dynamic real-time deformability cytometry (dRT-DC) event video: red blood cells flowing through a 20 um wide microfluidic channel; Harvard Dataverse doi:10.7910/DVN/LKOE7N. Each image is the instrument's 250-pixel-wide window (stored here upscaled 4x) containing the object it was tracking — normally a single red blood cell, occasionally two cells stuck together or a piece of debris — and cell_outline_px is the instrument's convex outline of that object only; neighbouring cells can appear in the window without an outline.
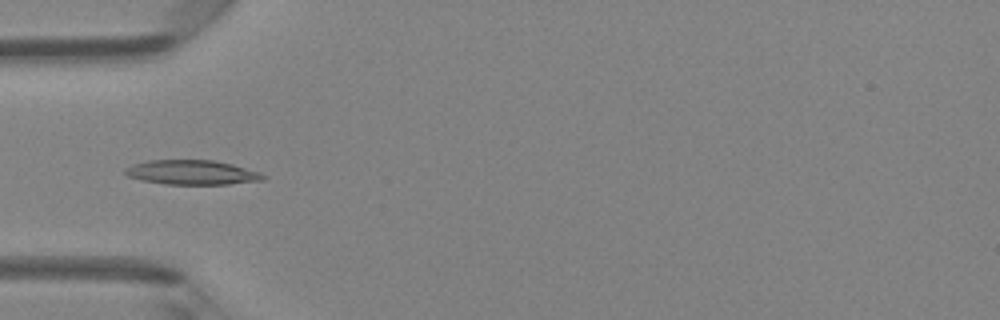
{"species": "Egyptian fruit bat (a non-hibernating species)", "species_latin": "Rousettus aegyptiacus", "temperature_condition": "room temperature", "stored_images_in_passage": 33, "camera_frame_rate_fps": 3000, "um_per_image_px": 0.085, "animal": {"sex": "female"}, "frame": {"image": 1, "passage_image": 1, "time_ms": 0.0, "image_size_px": [1000, 320], "cell_outline_px": [[268, 176], [264, 180], [228, 184], [164, 184], [140, 180], [128, 176], [124, 172], [124, 168], [132, 164], [148, 160], [212, 160], [232, 164], [260, 172]], "centroid_in_image_um": [16.3, 14.65], "position_along_channel_um": 68.7, "area_um2": 19.83}}
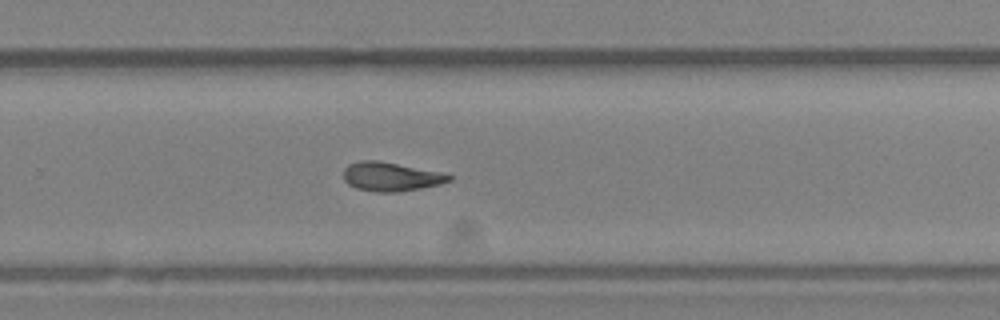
{"frame": {"image": 2, "passage_image": 17, "time_ms": 5.333, "image_size_px": [1000, 320], "cell_outline_px": [[452, 180], [440, 184], [400, 192], [376, 192], [356, 188], [348, 184], [344, 180], [344, 168], [348, 164], [360, 160], [376, 160], [440, 172], [452, 176]], "centroid_in_image_um": [33.19, 15.02], "position_along_channel_um": 296.6, "area_um2": 17.69}}
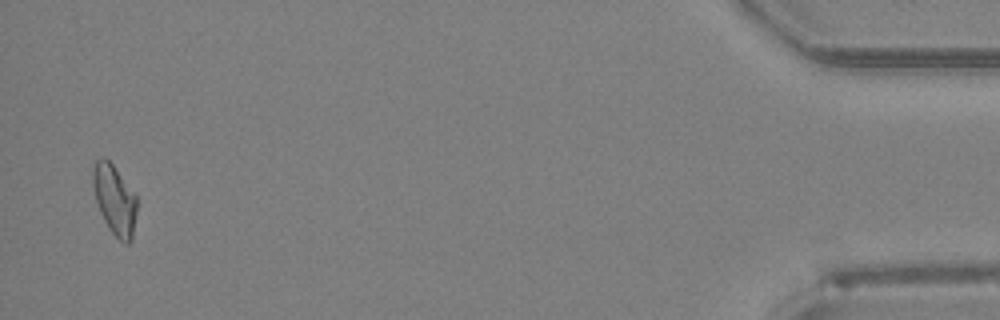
{"frame": {"image": 3, "passage_image": 32, "time_ms": 10.333, "image_size_px": [1000, 320], "cell_outline_px": [[136, 212], [132, 240], [128, 244], [124, 244], [108, 228], [100, 212], [96, 200], [92, 184], [92, 168], [96, 160], [100, 156], [104, 156], [112, 164], [136, 196]], "centroid_in_image_um": [9.72, 16.97], "position_along_channel_um": 425.5, "area_um2": 17.8}, "authors_computed_cell_mechanics": {"area_um2": 17.6868, "velocity_mm_per_s": 4.2872, "shape_relaxation_time_tau1_ms": 8.4004, "shape_relaxation_time_tau2_ms": 5.4967, "deformation_change_tau1": 0.2159, "deformation_change_tau2": 0.15}}